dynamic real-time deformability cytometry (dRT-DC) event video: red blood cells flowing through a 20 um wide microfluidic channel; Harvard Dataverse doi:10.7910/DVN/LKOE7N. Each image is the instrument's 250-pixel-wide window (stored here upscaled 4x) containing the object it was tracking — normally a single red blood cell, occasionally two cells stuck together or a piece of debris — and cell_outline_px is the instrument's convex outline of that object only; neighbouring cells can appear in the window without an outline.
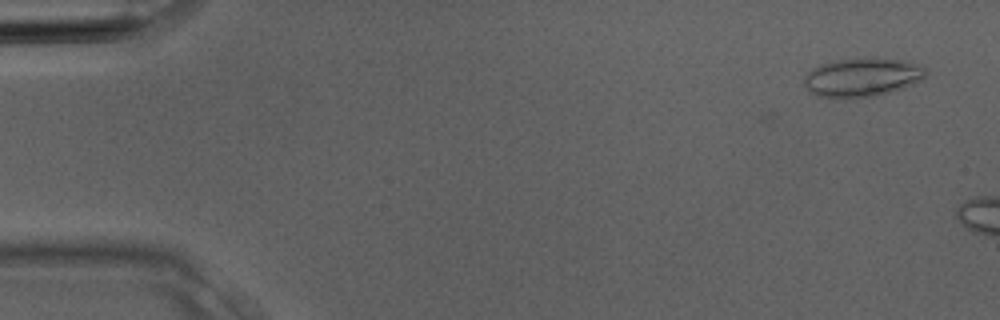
{"species": "Egyptian fruit bat (a non-hibernating species)", "species_latin": "Rousettus aegyptiacus", "temperature_condition": "room temperature", "stored_images_in_passage": 2, "camera_frame_rate_fps": 3000, "um_per_image_px": 0.085, "animal": {"sex": "male"}, "frame": {"image": 1, "passage_image": 1, "time_ms": 0.0, "image_size_px": [1000, 320], "cell_outline_px": [[928, 76], [904, 88], [872, 96], [816, 96], [808, 92], [804, 84], [804, 76], [812, 68], [824, 64], [840, 60], [872, 56], [900, 60], [920, 64], [928, 72]], "centroid_in_image_um": [73.32, 6.53], "position_along_channel_um": 11.7, "area_um2": 27.22}}